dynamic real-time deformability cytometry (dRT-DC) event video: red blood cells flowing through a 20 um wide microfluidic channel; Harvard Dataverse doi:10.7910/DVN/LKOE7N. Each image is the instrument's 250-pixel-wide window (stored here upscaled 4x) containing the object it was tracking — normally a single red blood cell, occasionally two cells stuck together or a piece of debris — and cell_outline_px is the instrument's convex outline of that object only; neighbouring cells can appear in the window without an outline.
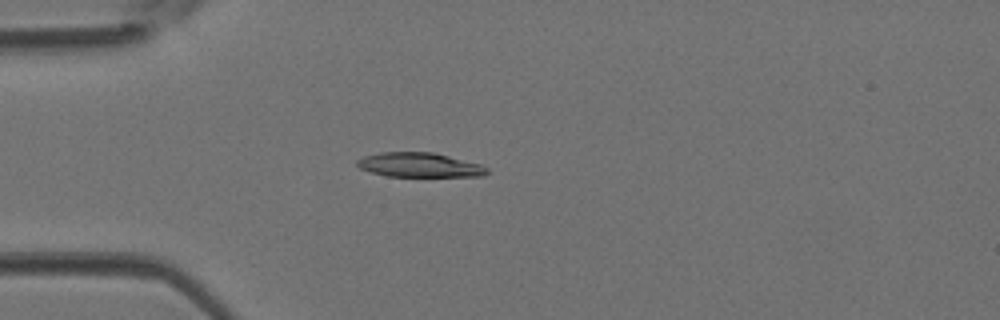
{"species": "Egyptian fruit bat (a non-hibernating species)", "species_latin": "Rousettus aegyptiacus", "temperature_condition": "room temperature", "stored_images_in_passage": 37, "camera_frame_rate_fps": 3000, "um_per_image_px": 0.085, "animal": {"sex": "female"}, "frame": {"image": 1, "passage_image": 6, "time_ms": 1.667, "image_size_px": [1000, 320], "cell_outline_px": [[488, 172], [484, 176], [388, 176], [372, 172], [360, 168], [356, 164], [356, 160], [364, 156], [380, 152], [432, 152], [480, 164], [488, 168]], "centroid_in_image_um": [35.64, 14.02], "position_along_channel_um": 49.4, "area_um2": 18.32}}
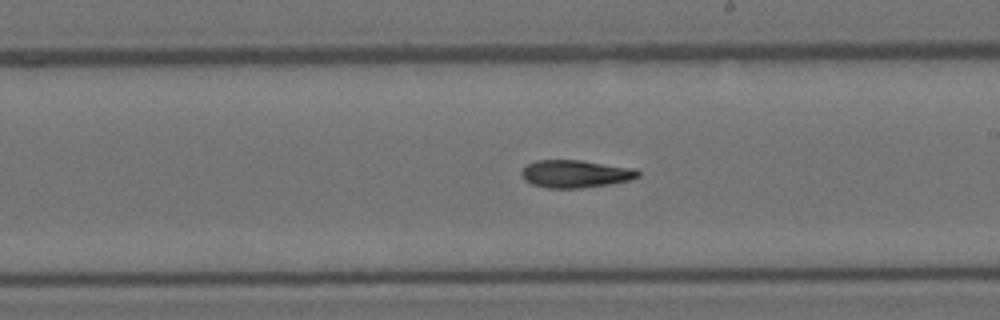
{"frame": {"image": 2, "passage_image": 19, "time_ms": 6.0, "image_size_px": [1000, 320], "cell_outline_px": [[640, 176], [632, 180], [612, 184], [580, 188], [548, 188], [532, 184], [524, 180], [520, 172], [528, 164], [536, 160], [580, 160], [636, 168], [640, 172]], "centroid_in_image_um": [48.96, 14.78], "position_along_channel_um": 240.0, "area_um2": 18.96}}
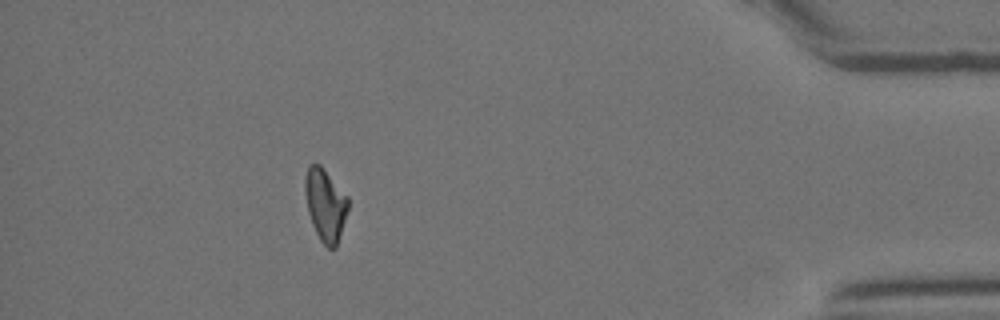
{"frame": {"image": 3, "passage_image": 33, "time_ms": 10.667, "image_size_px": [1000, 320], "cell_outline_px": [[348, 208], [336, 248], [328, 248], [320, 240], [312, 224], [308, 212], [304, 188], [304, 180], [308, 164], [320, 164], [348, 196]], "centroid_in_image_um": [27.64, 17.38], "position_along_channel_um": 407.6, "area_um2": 18.09}}